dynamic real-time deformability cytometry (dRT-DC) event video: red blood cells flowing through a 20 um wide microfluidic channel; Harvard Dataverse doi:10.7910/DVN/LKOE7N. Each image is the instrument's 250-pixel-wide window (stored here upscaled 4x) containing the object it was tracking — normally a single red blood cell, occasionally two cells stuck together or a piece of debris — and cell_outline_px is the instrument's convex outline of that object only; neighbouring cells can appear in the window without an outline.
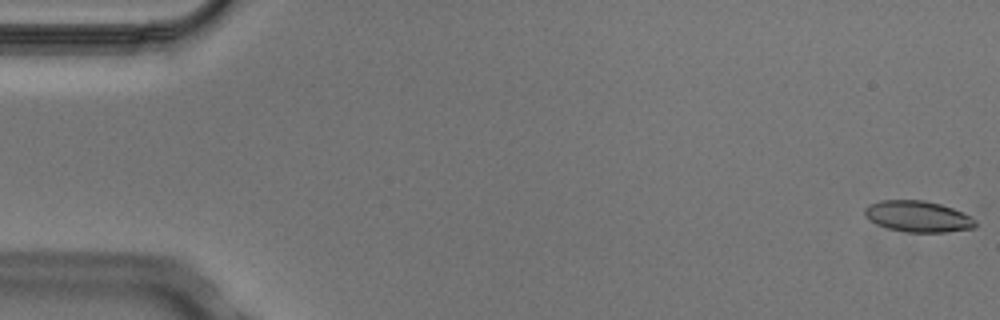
{"species": "Egyptian fruit bat (a non-hibernating species)", "species_latin": "Rousettus aegyptiacus", "temperature_condition": "cold", "stored_images_in_passage": 5, "camera_frame_rate_fps": 3000, "um_per_image_px": 0.085, "animal": {"sex": "male"}, "frame": {"image": 1, "passage_image": 1, "time_ms": 0.0, "image_size_px": [1000, 320], "cell_outline_px": [[976, 228], [944, 232], [908, 232], [888, 228], [876, 224], [864, 216], [864, 208], [868, 204], [880, 200], [924, 200], [940, 204], [952, 208], [972, 216], [976, 220]], "centroid_in_image_um": [78.02, 18.39], "position_along_channel_um": 7.0, "area_um2": 20.23}}
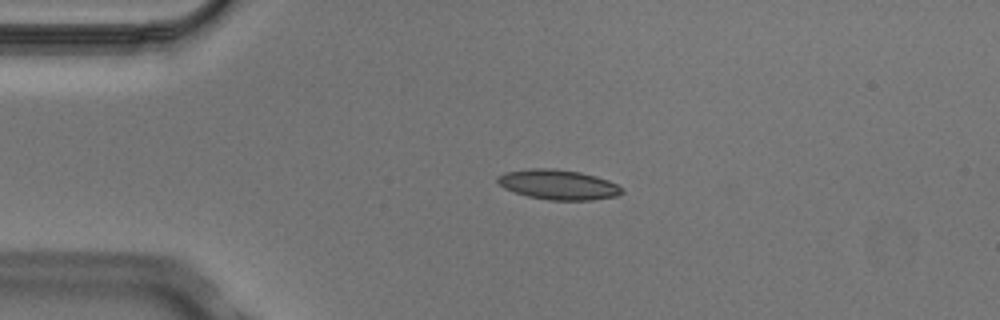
{"frame": {"image": 2, "passage_image": 4, "time_ms": 1.0, "image_size_px": [1000, 320], "cell_outline_px": [[624, 192], [616, 196], [592, 200], [548, 200], [528, 196], [504, 188], [496, 180], [496, 176], [504, 172], [528, 168], [552, 168], [580, 172], [596, 176], [608, 180], [624, 188]], "centroid_in_image_um": [47.45, 15.68], "position_along_channel_um": 37.6, "area_um2": 21.79}}